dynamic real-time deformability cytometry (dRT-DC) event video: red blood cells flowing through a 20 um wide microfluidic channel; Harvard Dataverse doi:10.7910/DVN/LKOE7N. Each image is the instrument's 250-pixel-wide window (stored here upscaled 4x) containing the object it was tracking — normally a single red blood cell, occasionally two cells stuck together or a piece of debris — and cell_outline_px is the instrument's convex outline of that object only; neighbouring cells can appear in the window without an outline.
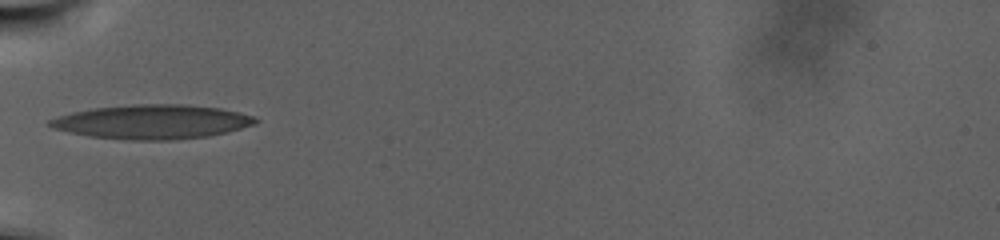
{"species": "human", "species_latin": "Homo sapiens", "temperature_condition": "warm", "stored_images_in_passage": 66, "camera_frame_rate_fps": 3000, "um_per_image_px": 0.085, "donor": {"sex": "male"}, "frame": {"image": 1, "passage_image": 1, "time_ms": 0.0, "image_size_px": [1000, 240], "cell_outline_px": [[260, 120], [256, 124], [228, 132], [208, 136], [172, 140], [124, 140], [88, 136], [68, 132], [52, 128], [48, 124], [48, 120], [56, 116], [72, 112], [92, 108], [132, 104], [188, 104], [220, 108], [240, 112], [252, 116]], "centroid_in_image_um": [12.93, 10.35], "position_along_channel_um": 72.1, "area_um2": 41.44}}
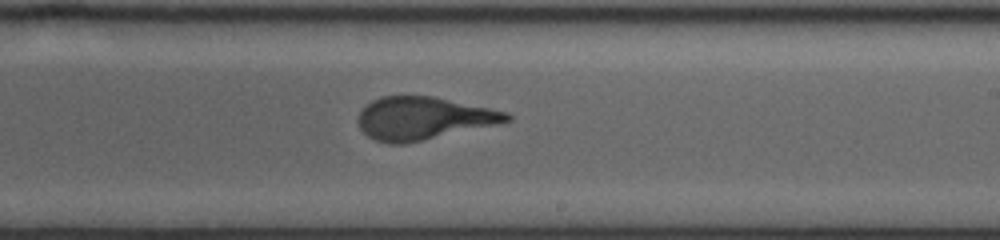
{"frame": {"image": 2, "passage_image": 28, "time_ms": 9.0, "image_size_px": [1000, 240], "cell_outline_px": [[512, 120], [496, 124], [404, 144], [388, 144], [376, 140], [368, 136], [360, 128], [356, 120], [364, 104], [380, 96], [432, 96], [508, 112], [512, 116]], "centroid_in_image_um": [35.93, 10.05], "position_along_channel_um": 253.1, "area_um2": 36.82}}
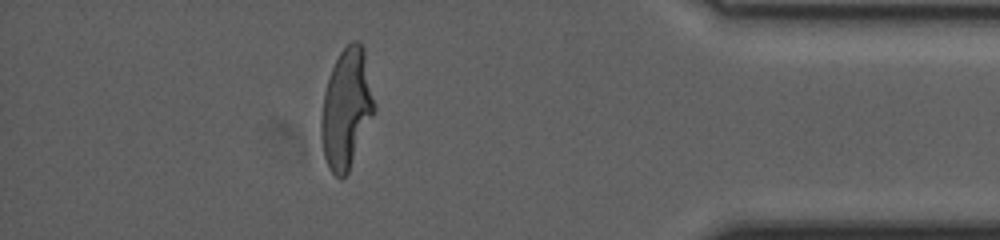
{"frame": {"image": 3, "passage_image": 55, "time_ms": 18.0, "image_size_px": [1000, 240], "cell_outline_px": [[376, 108], [348, 172], [340, 180], [328, 168], [324, 156], [320, 136], [320, 120], [324, 92], [332, 68], [340, 52], [352, 40], [356, 40], [364, 48]], "centroid_in_image_um": [29.43, 9.24], "position_along_channel_um": 405.8, "area_um2": 36.88}}